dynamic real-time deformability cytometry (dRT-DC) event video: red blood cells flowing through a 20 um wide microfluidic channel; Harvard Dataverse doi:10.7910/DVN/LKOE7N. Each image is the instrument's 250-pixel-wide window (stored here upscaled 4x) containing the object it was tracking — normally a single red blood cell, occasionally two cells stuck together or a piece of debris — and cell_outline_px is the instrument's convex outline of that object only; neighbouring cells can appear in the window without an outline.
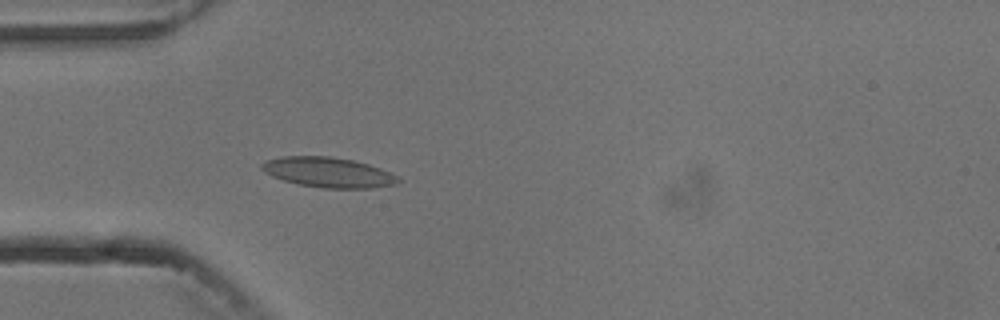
{"species": "common noctule bat (a hibernating species)", "species_latin": "Nyctalus noctula", "temperature_condition": "cold", "stored_images_in_passage": 4, "camera_frame_rate_fps": 3000, "um_per_image_px": 0.085, "animal": {"sex": "male", "body_mass_g": 13.3}, "frame": {"image": 1, "passage_image": 4, "time_ms": 4.333, "image_size_px": [1000, 320], "cell_outline_px": [[400, 180], [396, 184], [372, 188], [324, 188], [300, 184], [284, 180], [272, 176], [264, 172], [260, 168], [260, 164], [268, 160], [280, 156], [332, 156], [352, 160], [368, 164], [380, 168], [400, 176]], "centroid_in_image_um": [27.91, 14.64], "position_along_channel_um": 57.1, "area_um2": 23.93}}